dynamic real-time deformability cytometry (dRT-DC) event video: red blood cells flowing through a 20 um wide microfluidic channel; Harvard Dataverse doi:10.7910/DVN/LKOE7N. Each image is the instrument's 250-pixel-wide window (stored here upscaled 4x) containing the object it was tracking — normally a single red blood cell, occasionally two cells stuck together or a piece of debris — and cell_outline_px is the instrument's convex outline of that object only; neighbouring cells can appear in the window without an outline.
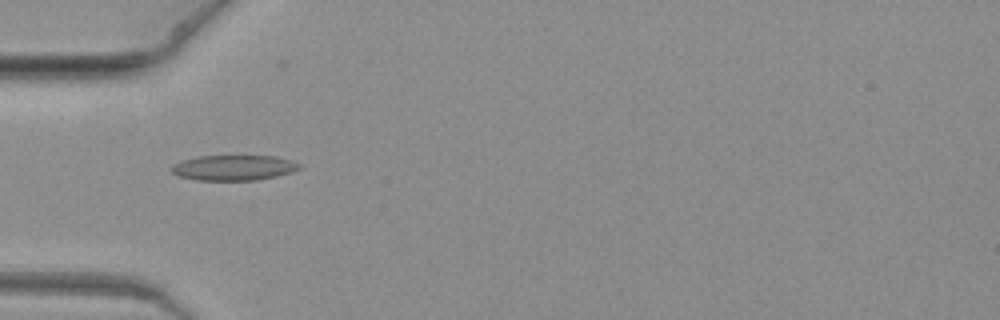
{"species": "common noctule bat (a hibernating species)", "species_latin": "Nyctalus noctula", "temperature_condition": "warm", "stored_images_in_passage": 2, "camera_frame_rate_fps": 3000, "um_per_image_px": 0.085, "animal": {"sex": "female", "body_mass_g": 19.3, "forearm_length_mm": 54.1}, "frame": {"image": 1, "passage_image": 1, "time_ms": 0.0, "image_size_px": [1000, 320], "cell_outline_px": [[300, 168], [292, 172], [276, 176], [256, 180], [196, 180], [180, 176], [172, 172], [172, 164], [180, 160], [196, 156], [276, 156], [292, 160], [300, 164]], "centroid_in_image_um": [19.85, 14.25], "position_along_channel_um": 65.1, "area_um2": 18.9}}
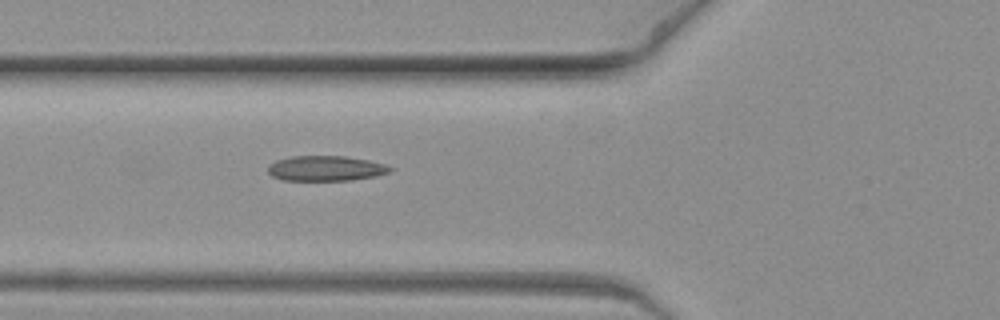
{"frame": {"image": 2, "passage_image": 2, "time_ms": 0.333, "image_size_px": [1000, 320], "cell_outline_px": [[392, 172], [376, 176], [352, 180], [284, 180], [272, 176], [268, 172], [268, 164], [276, 160], [292, 156], [348, 156], [388, 164], [392, 168]], "centroid_in_image_um": [27.73, 14.3], "position_along_channel_um": 98.1, "area_um2": 18.09}}